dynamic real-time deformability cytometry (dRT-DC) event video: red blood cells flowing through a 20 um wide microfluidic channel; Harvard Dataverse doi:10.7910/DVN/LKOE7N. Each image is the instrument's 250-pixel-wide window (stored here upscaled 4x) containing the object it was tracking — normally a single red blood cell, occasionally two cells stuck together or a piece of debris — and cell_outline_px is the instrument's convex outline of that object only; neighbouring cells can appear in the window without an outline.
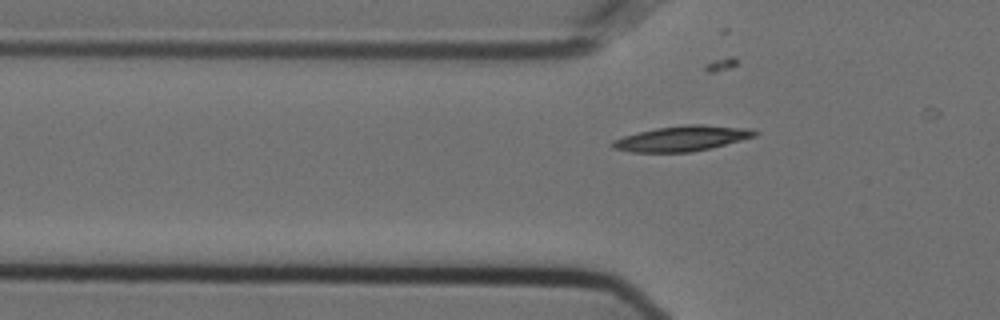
{"species": "Egyptian fruit bat (a non-hibernating species)", "species_latin": "Rousettus aegyptiacus", "temperature_condition": "cold", "stored_images_in_passage": 15, "camera_frame_rate_fps": 3000, "um_per_image_px": 0.085, "animal": {"sex": "female"}, "frame": {"image": 1, "passage_image": 10, "time_ms": 3.0, "image_size_px": [1000, 320], "cell_outline_px": [[760, 132], [756, 136], [692, 152], [632, 152], [612, 148], [608, 144], [612, 140], [624, 136], [656, 128], [684, 124], [704, 124], [748, 128]], "centroid_in_image_um": [57.94, 11.76], "position_along_channel_um": 67.9, "area_um2": 20.92}}
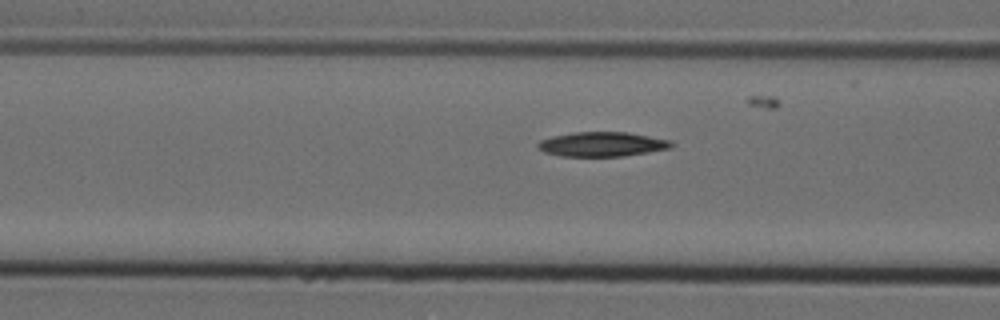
{"frame": {"image": 2, "passage_image": 14, "time_ms": 4.333, "image_size_px": [1000, 320], "cell_outline_px": [[676, 144], [672, 148], [624, 156], [560, 156], [544, 152], [536, 148], [536, 144], [540, 140], [552, 136], [572, 132], [628, 132], [668, 140]], "centroid_in_image_um": [51.14, 12.26], "position_along_channel_um": 115.5, "area_um2": 19.19}}